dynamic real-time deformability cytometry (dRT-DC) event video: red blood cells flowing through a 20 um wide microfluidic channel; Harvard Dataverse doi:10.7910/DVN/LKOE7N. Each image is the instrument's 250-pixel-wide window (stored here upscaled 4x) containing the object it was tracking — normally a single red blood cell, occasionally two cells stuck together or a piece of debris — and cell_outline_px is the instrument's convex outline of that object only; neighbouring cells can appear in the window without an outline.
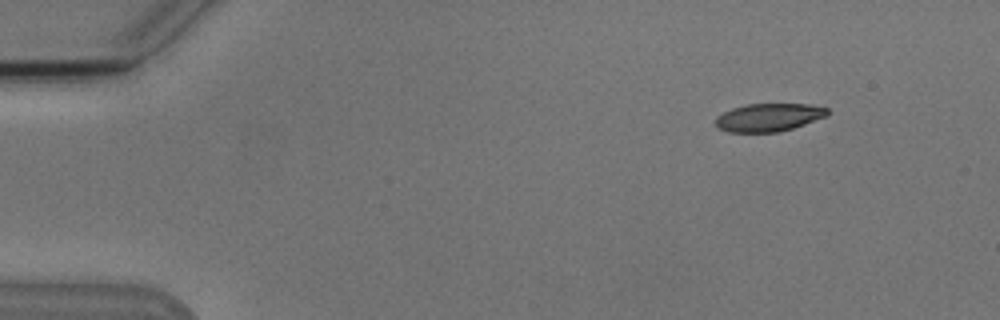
{"species": "Egyptian fruit bat (a non-hibernating species)", "species_latin": "Rousettus aegyptiacus", "temperature_condition": "cold", "stored_images_in_passage": 7, "camera_frame_rate_fps": 3000, "um_per_image_px": 0.085, "animal": {"sex": "male"}, "frame": {"image": 1, "passage_image": 3, "time_ms": 2.0, "image_size_px": [1000, 320], "cell_outline_px": [[828, 116], [792, 128], [776, 132], [728, 132], [716, 128], [716, 116], [732, 108], [748, 104], [808, 104], [828, 108]], "centroid_in_image_um": [65.32, 9.98], "position_along_channel_um": 19.7, "area_um2": 18.21}}
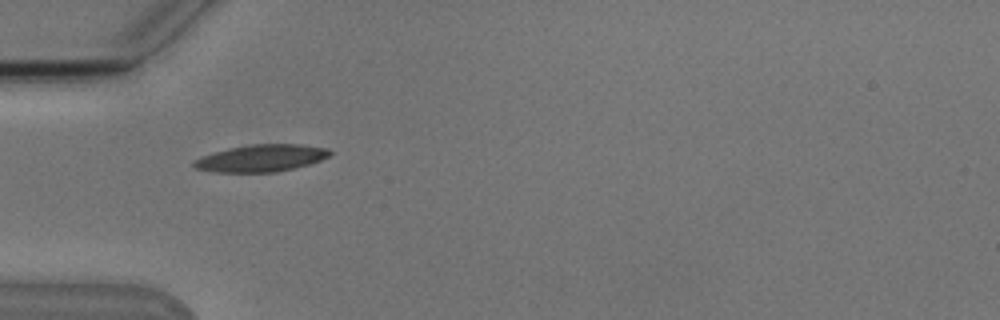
{"frame": {"image": 2, "passage_image": 6, "time_ms": 5.667, "image_size_px": [1000, 320], "cell_outline_px": [[332, 152], [328, 156], [320, 160], [308, 164], [276, 172], [216, 172], [196, 168], [192, 164], [200, 156], [212, 152], [228, 148], [252, 144], [300, 144], [328, 148]], "centroid_in_image_um": [22.19, 13.43], "position_along_channel_um": 62.8, "area_um2": 21.33}}